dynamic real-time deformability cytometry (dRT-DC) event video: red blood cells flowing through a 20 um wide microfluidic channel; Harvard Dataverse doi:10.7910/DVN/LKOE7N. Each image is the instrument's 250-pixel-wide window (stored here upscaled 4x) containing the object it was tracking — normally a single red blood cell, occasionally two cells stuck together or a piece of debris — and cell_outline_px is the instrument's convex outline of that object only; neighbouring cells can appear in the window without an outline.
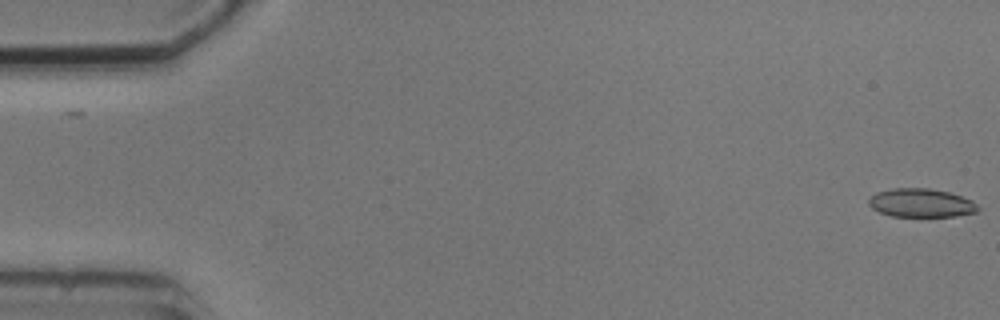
{"species": "common noctule bat (a hibernating species)", "species_latin": "Nyctalus noctula", "temperature_condition": "cold", "stored_images_in_passage": 9, "camera_frame_rate_fps": 3000, "um_per_image_px": 0.085, "animal": {"sex": "male", "body_mass_g": 20.5, "forearm_length_mm": 52.5}, "frame": {"image": 1, "passage_image": 1, "time_ms": 0.0, "image_size_px": [1000, 320], "cell_outline_px": [[980, 208], [976, 212], [956, 216], [892, 216], [880, 212], [872, 208], [868, 204], [868, 200], [876, 192], [892, 188], [928, 188], [948, 192], [972, 200]], "centroid_in_image_um": [78.28, 17.24], "position_along_channel_um": 6.7, "area_um2": 18.09}}
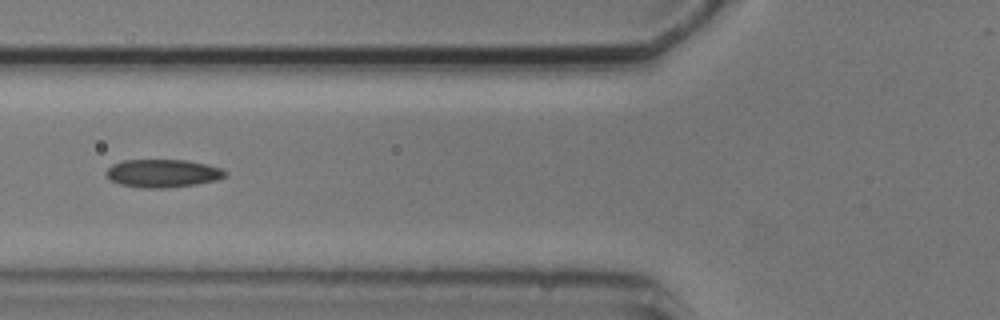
{"frame": {"image": 2, "passage_image": 6, "time_ms": 6.667, "image_size_px": [1000, 320], "cell_outline_px": [[228, 176], [216, 180], [196, 184], [164, 188], [140, 188], [120, 184], [112, 180], [108, 176], [108, 168], [112, 164], [124, 160], [188, 160], [224, 168], [228, 172]], "centroid_in_image_um": [13.91, 14.73], "position_along_channel_um": 111.9, "area_um2": 19.48}}
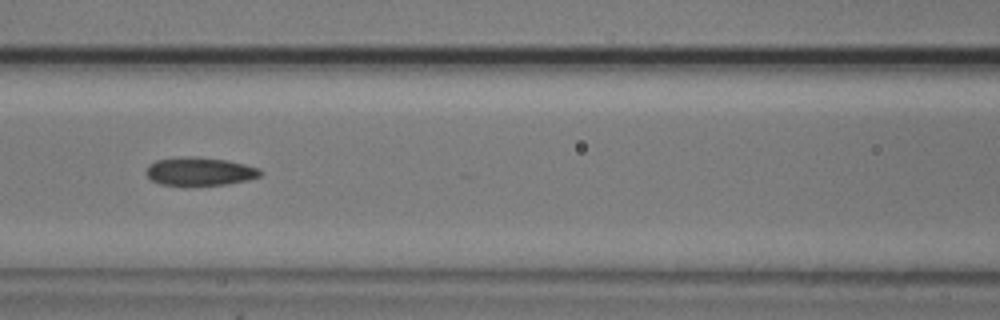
{"frame": {"image": 3, "passage_image": 7, "time_ms": 7.667, "image_size_px": [1000, 320], "cell_outline_px": [[260, 176], [248, 180], [228, 184], [184, 188], [160, 184], [152, 180], [148, 176], [148, 164], [156, 160], [184, 156], [196, 156], [228, 160], [260, 168]], "centroid_in_image_um": [16.96, 14.6], "position_along_channel_um": 149.6, "area_um2": 19.48}}